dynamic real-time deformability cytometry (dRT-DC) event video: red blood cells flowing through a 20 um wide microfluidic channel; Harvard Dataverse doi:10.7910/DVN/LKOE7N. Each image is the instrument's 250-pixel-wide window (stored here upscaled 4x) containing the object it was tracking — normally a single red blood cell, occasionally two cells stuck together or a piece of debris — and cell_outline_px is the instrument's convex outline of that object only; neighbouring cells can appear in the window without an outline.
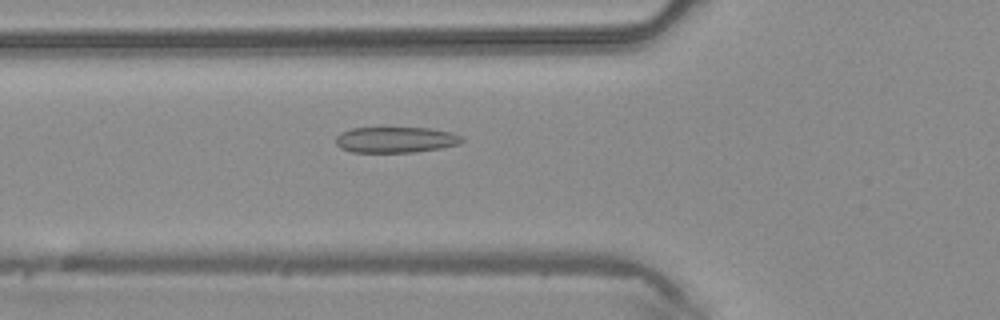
{"species": "common noctule bat (a hibernating species)", "species_latin": "Nyctalus noctula", "temperature_condition": "warm", "stored_images_in_passage": 29, "camera_frame_rate_fps": 3000, "um_per_image_px": 0.085, "animal": {"sex": "male", "body_mass_g": 20.4}, "frame": {"image": 1, "passage_image": 4, "time_ms": 1.0, "image_size_px": [1000, 320], "cell_outline_px": [[464, 140], [460, 144], [440, 148], [412, 152], [352, 152], [340, 148], [336, 144], [336, 136], [340, 132], [352, 128], [428, 128], [452, 132], [460, 136]], "centroid_in_image_um": [33.61, 11.88], "position_along_channel_um": 92.2, "area_um2": 18.96}}
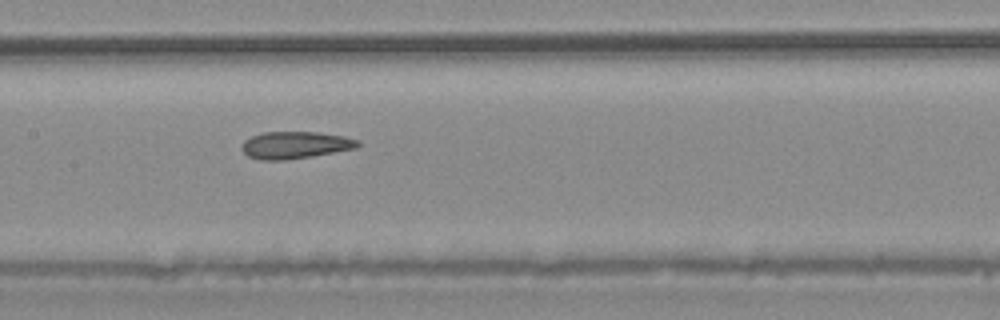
{"frame": {"image": 2, "passage_image": 10, "time_ms": 3.0, "image_size_px": [1000, 320], "cell_outline_px": [[360, 144], [356, 148], [312, 156], [284, 160], [260, 160], [248, 156], [240, 148], [244, 140], [252, 136], [264, 132], [316, 132], [344, 136], [360, 140]], "centroid_in_image_um": [25.08, 12.33], "position_along_channel_um": 182.3, "area_um2": 18.32}}
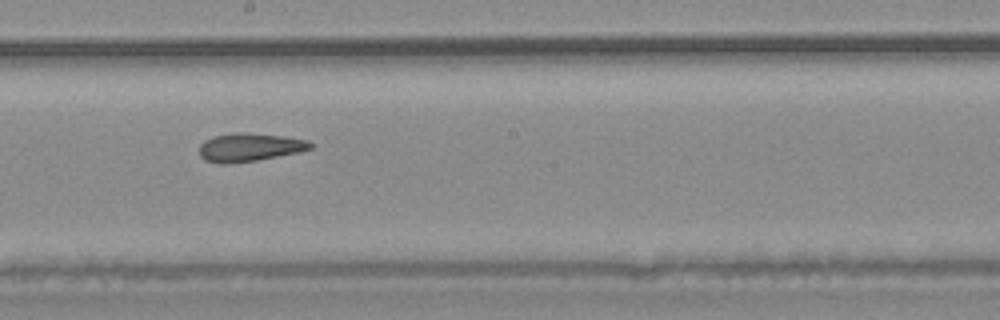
{"frame": {"image": 3, "passage_image": 13, "time_ms": 4.0, "image_size_px": [1000, 320], "cell_outline_px": [[312, 148], [300, 152], [256, 160], [228, 164], [220, 164], [204, 160], [200, 156], [200, 144], [204, 140], [216, 136], [236, 132], [240, 132], [284, 136], [308, 140], [312, 144]], "centroid_in_image_um": [21.2, 12.52], "position_along_channel_um": 227.0, "area_um2": 18.26}}